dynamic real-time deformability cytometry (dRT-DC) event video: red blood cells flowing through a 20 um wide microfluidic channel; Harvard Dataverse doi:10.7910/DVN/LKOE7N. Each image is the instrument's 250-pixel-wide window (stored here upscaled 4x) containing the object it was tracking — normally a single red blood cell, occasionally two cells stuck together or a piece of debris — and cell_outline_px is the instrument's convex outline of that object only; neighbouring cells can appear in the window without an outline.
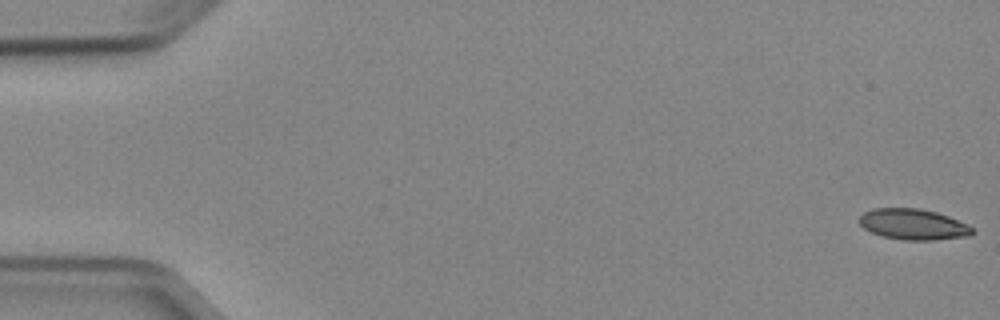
{"species": "Egyptian fruit bat (a non-hibernating species)", "species_latin": "Rousettus aegyptiacus", "temperature_condition": "cold", "stored_images_in_passage": 7, "camera_frame_rate_fps": 3000, "um_per_image_px": 0.085, "animal": {"sex": "female"}, "frame": {"image": 1, "passage_image": 1, "time_ms": 0.0, "image_size_px": [1000, 320], "cell_outline_px": [[976, 232], [968, 236], [936, 240], [904, 240], [880, 236], [864, 228], [860, 224], [860, 216], [864, 212], [872, 208], [920, 208], [936, 212], [948, 216], [968, 224]], "centroid_in_image_um": [77.64, 19.07], "position_along_channel_um": 7.4, "area_um2": 20.4}}